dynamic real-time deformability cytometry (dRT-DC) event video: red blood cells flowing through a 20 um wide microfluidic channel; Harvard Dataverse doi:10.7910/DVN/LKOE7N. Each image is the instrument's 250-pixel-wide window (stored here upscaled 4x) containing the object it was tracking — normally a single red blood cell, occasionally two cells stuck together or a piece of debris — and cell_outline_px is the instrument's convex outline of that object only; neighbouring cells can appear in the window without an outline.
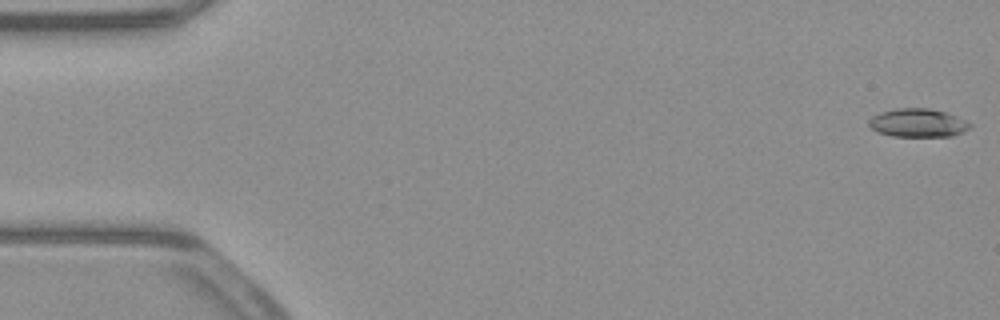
{"species": "common noctule bat (a hibernating species)", "species_latin": "Nyctalus noctula", "temperature_condition": "warm", "stored_images_in_passage": 53, "camera_frame_rate_fps": 3000, "um_per_image_px": 0.085, "animal": {"sex": "male", "body_mass_g": 23.1, "forearm_length_mm": 52.7}, "frame": {"image": 1, "passage_image": 1, "time_ms": 0.0, "image_size_px": [1000, 320], "cell_outline_px": [[972, 128], [964, 132], [952, 136], [892, 136], [876, 132], [868, 124], [868, 120], [872, 116], [880, 112], [896, 108], [928, 108], [944, 112], [968, 120], [972, 124]], "centroid_in_image_um": [78.04, 10.45], "position_along_channel_um": 7.0, "area_um2": 16.94}}
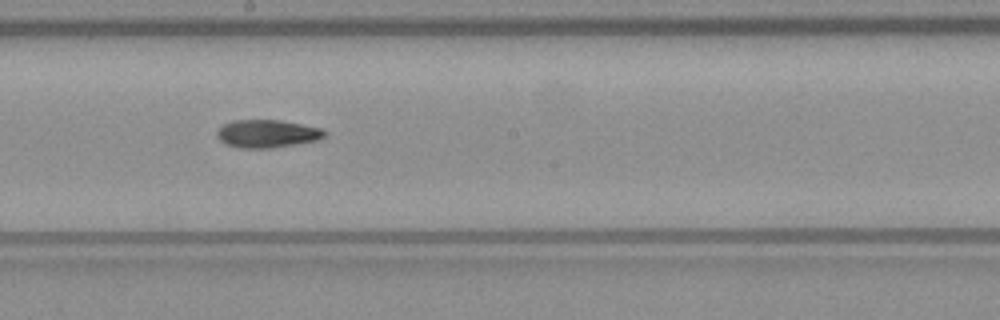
{"frame": {"image": 2, "passage_image": 29, "time_ms": 9.333, "image_size_px": [1000, 320], "cell_outline_px": [[328, 136], [320, 140], [296, 144], [268, 148], [240, 148], [224, 144], [216, 136], [216, 132], [224, 124], [232, 120], [280, 120], [324, 128], [328, 132]], "centroid_in_image_um": [22.77, 11.36], "position_along_channel_um": 225.4, "area_um2": 17.8}}
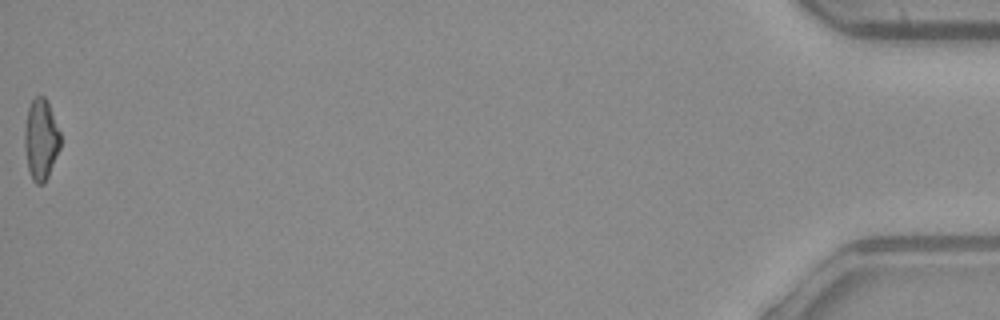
{"frame": {"image": 3, "passage_image": 53, "time_ms": 17.333, "image_size_px": [1000, 320], "cell_outline_px": [[60, 148], [48, 176], [44, 184], [36, 184], [32, 180], [28, 168], [24, 148], [24, 132], [28, 108], [32, 100], [36, 96], [44, 96], [48, 104], [60, 132]], "centroid_in_image_um": [3.46, 11.88], "position_along_channel_um": 431.7, "area_um2": 16.76}, "authors_computed_cell_mechanics": {"area_um2": 17.1088, "velocity_mm_per_s": 3.9367, "shape_relaxation_time_tau1_ms": null, "shape_relaxation_time_tau2_ms": 11.239, "deformation_change_tau1": null, "deformation_change_tau2": 0.2018}}